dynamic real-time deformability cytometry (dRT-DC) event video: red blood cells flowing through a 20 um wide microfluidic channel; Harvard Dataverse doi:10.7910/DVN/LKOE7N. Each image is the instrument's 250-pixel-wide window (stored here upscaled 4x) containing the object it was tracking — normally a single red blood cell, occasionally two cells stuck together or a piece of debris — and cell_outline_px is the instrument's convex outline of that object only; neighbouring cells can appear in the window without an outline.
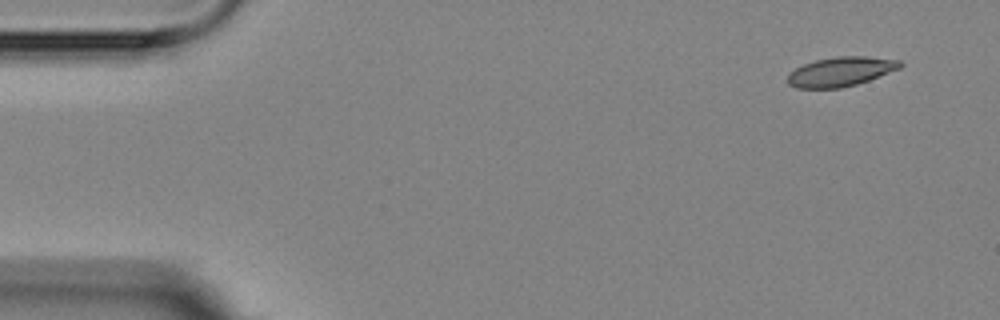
{"species": "Egyptian fruit bat (a non-hibernating species)", "species_latin": "Rousettus aegyptiacus", "temperature_condition": "room temperature", "stored_images_in_passage": 6, "segment_of_instrument_passage": [2, 2], "camera_frame_rate_fps": 3000, "um_per_image_px": 0.085, "animal": {"sex": "female"}, "frame": {"image": 1, "passage_image": 6, "time_ms": 5.667, "image_size_px": [1000, 320], "cell_outline_px": [[904, 64], [900, 68], [868, 80], [856, 84], [840, 88], [796, 88], [788, 84], [784, 80], [788, 72], [804, 64], [816, 60], [836, 56], [864, 56], [900, 60]], "centroid_in_image_um": [71.41, 6.09], "position_along_channel_um": 13.6, "area_um2": 19.36}}